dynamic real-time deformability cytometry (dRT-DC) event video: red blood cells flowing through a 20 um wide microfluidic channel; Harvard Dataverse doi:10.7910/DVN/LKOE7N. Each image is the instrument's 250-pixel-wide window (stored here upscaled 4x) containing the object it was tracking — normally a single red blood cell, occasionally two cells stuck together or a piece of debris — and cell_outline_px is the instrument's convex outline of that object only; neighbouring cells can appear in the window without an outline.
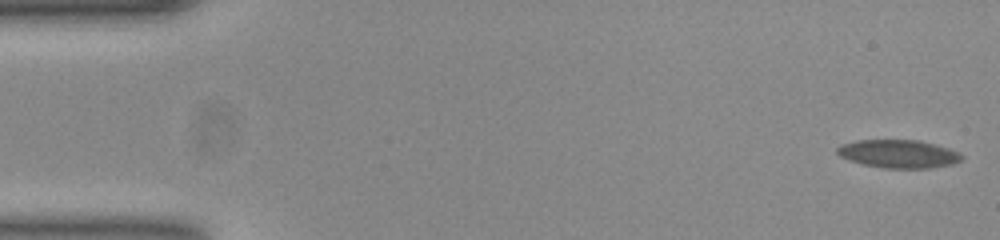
{"species": "common noctule bat (a hibernating species)", "species_latin": "Nyctalus noctula", "temperature_condition": "room temperature", "stored_images_in_passage": 16, "camera_frame_rate_fps": 3000, "um_per_image_px": 0.085, "animal": {"sex": "female", "body_mass_g": 23.0, "forearm_length_mm": 53.4}, "frame": {"image": 1, "passage_image": 1, "time_ms": 0.0, "image_size_px": [1000, 240], "cell_outline_px": [[964, 156], [960, 160], [952, 164], [928, 168], [884, 168], [864, 164], [840, 156], [836, 152], [836, 148], [840, 144], [856, 140], [916, 140], [948, 148]], "centroid_in_image_um": [76.33, 13.07], "position_along_channel_um": 8.7, "area_um2": 20.11}}
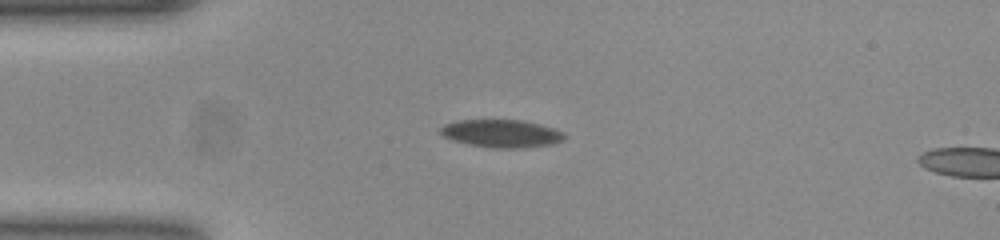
{"frame": {"image": 2, "passage_image": 13, "time_ms": 4.0, "image_size_px": [1000, 240], "cell_outline_px": [[564, 140], [552, 144], [524, 148], [496, 148], [468, 144], [452, 140], [444, 136], [440, 132], [440, 128], [444, 124], [456, 120], [520, 120], [540, 124], [564, 132]], "centroid_in_image_um": [42.62, 11.35], "position_along_channel_um": 42.4, "area_um2": 20.06}}